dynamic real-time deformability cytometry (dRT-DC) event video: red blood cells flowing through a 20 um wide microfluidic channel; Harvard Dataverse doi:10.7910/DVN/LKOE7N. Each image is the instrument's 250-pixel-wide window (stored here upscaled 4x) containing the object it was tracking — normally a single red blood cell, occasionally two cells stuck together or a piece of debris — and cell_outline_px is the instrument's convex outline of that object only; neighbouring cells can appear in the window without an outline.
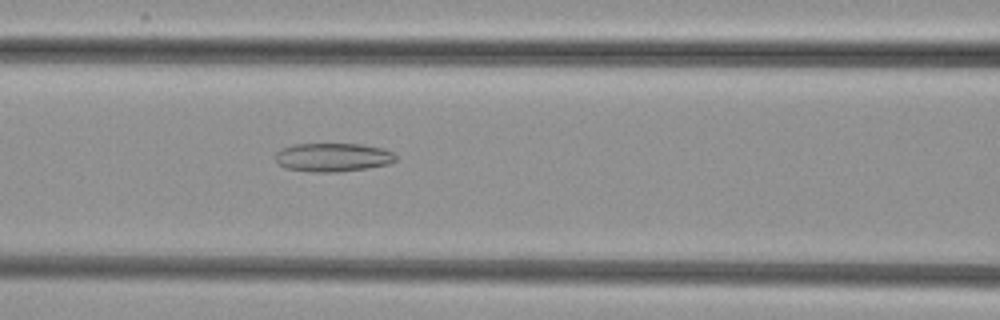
{"species": "common noctule bat (a hibernating species)", "species_latin": "Nyctalus noctula", "temperature_condition": "cold", "stored_images_in_passage": 37, "camera_frame_rate_fps": 3000, "um_per_image_px": 0.085, "animal": {"sex": "female", "body_mass_g": 29.2, "forearm_length_mm": 56.3}, "frame": {"image": 1, "passage_image": 6, "time_ms": 1.667, "image_size_px": [1000, 320], "cell_outline_px": [[396, 160], [388, 164], [368, 168], [336, 172], [316, 172], [284, 168], [276, 164], [276, 152], [280, 148], [292, 144], [360, 144], [384, 148], [392, 152], [396, 156]], "centroid_in_image_um": [28.26, 13.37], "position_along_channel_um": 138.3, "area_um2": 20.23}}
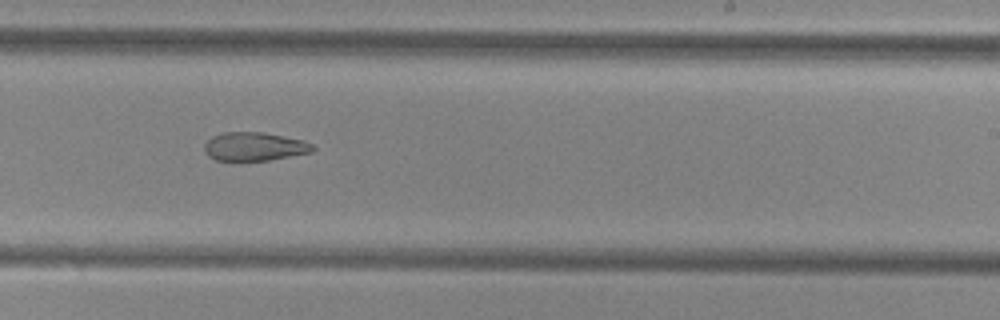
{"frame": {"image": 2, "passage_image": 16, "time_ms": 5.0, "image_size_px": [1000, 320], "cell_outline_px": [[316, 148], [312, 152], [268, 160], [216, 160], [208, 156], [204, 148], [204, 144], [212, 136], [224, 132], [264, 132], [304, 140], [312, 144]], "centroid_in_image_um": [21.64, 12.44], "position_along_channel_um": 267.4, "area_um2": 17.98}}
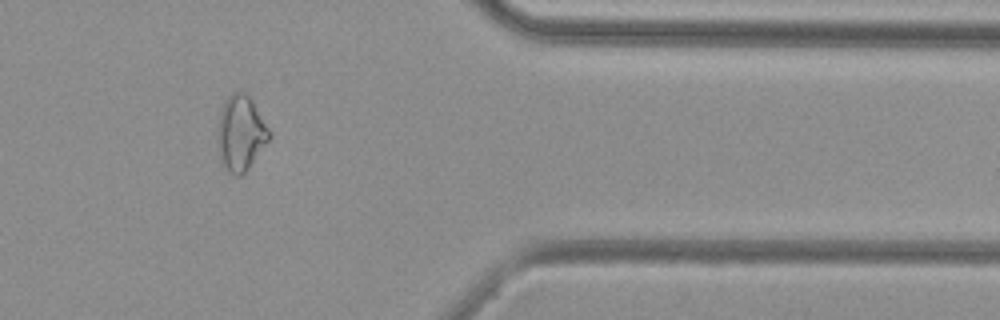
{"frame": {"image": 3, "passage_image": 27, "time_ms": 8.667, "image_size_px": [1000, 320], "cell_outline_px": [[272, 136], [248, 168], [240, 176], [236, 176], [228, 172], [220, 160], [216, 140], [216, 136], [220, 108], [224, 100], [232, 92], [248, 92], [272, 132]], "centroid_in_image_um": [20.45, 11.28], "position_along_channel_um": 391.0, "area_um2": 23.24}}